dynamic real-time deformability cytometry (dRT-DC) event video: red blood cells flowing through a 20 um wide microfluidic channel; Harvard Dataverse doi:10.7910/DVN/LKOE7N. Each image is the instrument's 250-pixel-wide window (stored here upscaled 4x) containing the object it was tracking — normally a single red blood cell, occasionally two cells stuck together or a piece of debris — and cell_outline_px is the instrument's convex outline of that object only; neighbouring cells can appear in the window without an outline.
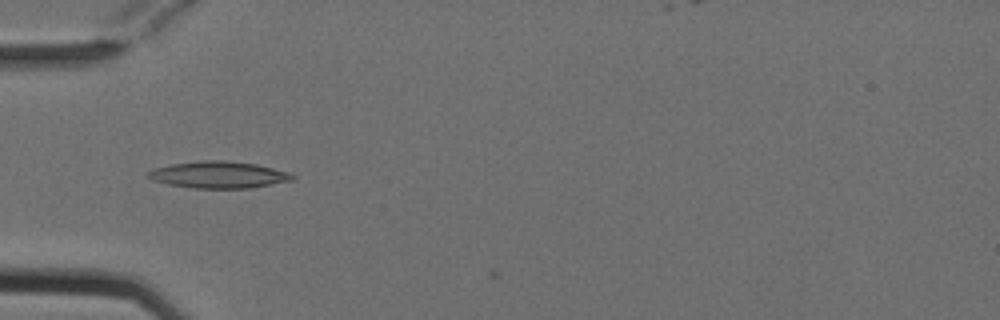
{"species": "Egyptian fruit bat (a non-hibernating species)", "species_latin": "Rousettus aegyptiacus", "temperature_condition": "cold", "stored_images_in_passage": 3, "camera_frame_rate_fps": 3000, "um_per_image_px": 0.085, "animal": {"sex": "female"}, "frame": {"image": 1, "passage_image": 1, "time_ms": 0.0, "image_size_px": [1000, 320], "cell_outline_px": [[296, 176], [292, 180], [248, 188], [192, 188], [168, 184], [152, 180], [144, 176], [144, 172], [152, 168], [172, 164], [204, 160], [224, 160], [256, 164], [288, 172]], "centroid_in_image_um": [18.49, 14.85], "position_along_channel_um": 66.5, "area_um2": 22.54}}
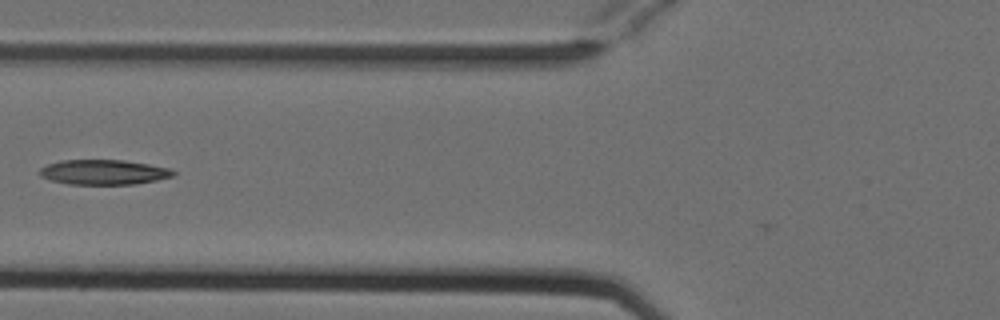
{"frame": {"image": 2, "passage_image": 2, "time_ms": 0.333, "image_size_px": [1000, 320], "cell_outline_px": [[176, 176], [136, 184], [68, 184], [52, 180], [40, 176], [36, 172], [40, 168], [48, 164], [60, 160], [124, 160], [172, 168], [176, 172]], "centroid_in_image_um": [8.83, 14.63], "position_along_channel_um": 117.0, "area_um2": 19.59}}
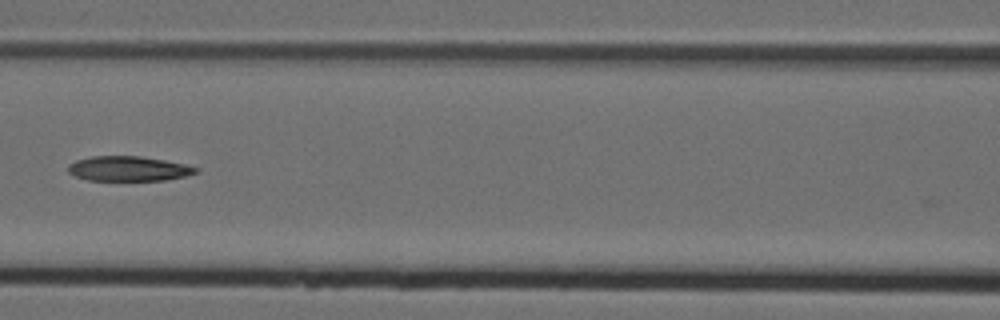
{"frame": {"image": 3, "passage_image": 3, "time_ms": 0.667, "image_size_px": [1000, 320], "cell_outline_px": [[200, 172], [168, 180], [88, 180], [76, 176], [68, 172], [68, 164], [76, 160], [92, 156], [140, 156], [164, 160], [184, 164], [200, 168]], "centroid_in_image_um": [10.94, 14.33], "position_along_channel_um": 155.7, "area_um2": 18.5}}